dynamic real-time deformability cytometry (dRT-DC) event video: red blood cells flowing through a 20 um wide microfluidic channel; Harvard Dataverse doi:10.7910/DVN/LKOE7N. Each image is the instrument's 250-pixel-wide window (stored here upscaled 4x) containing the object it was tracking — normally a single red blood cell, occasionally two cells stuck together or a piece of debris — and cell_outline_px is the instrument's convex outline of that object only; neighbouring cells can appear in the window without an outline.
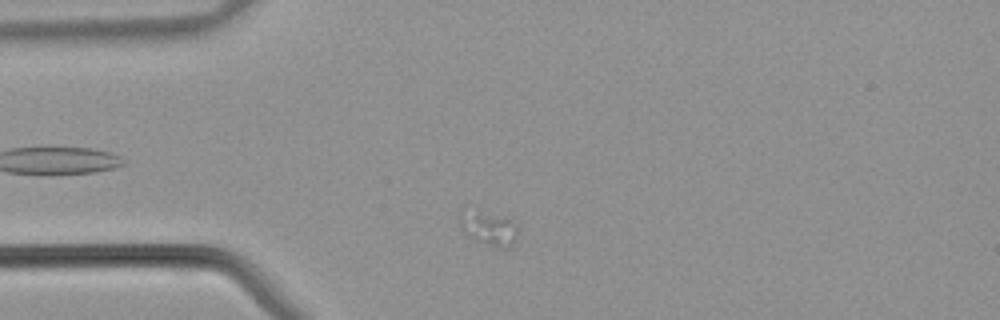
{"species": "common noctule bat (a hibernating species)", "species_latin": "Nyctalus noctula", "temperature_condition": "warm", "stored_images_in_passage": 29, "camera_frame_rate_fps": 3000, "um_per_image_px": 0.085, "animal": {"sex": "male", "body_mass_g": 21.5, "forearm_length_mm": 52.0}, "frame": {"image": 1, "passage_image": 1, "time_ms": 0.0, "image_size_px": [1000, 320], "cell_outline_px": [[520, 224], [512, 244], [508, 248], [496, 248], [476, 240], [464, 232], [460, 224], [460, 208], [464, 204], [504, 216]], "centroid_in_image_um": [41.5, 19.29], "position_along_channel_um": 43.5, "area_um2": 12.37}}
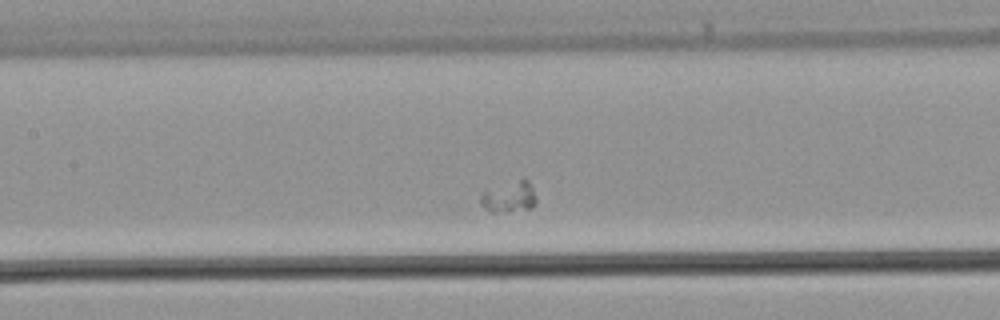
{"frame": {"image": 2, "passage_image": 10, "time_ms": 3.0, "image_size_px": [1000, 320], "cell_outline_px": [[536, 204], [532, 208], [508, 212], [492, 212], [484, 208], [480, 204], [480, 196], [484, 192], [524, 176], [528, 180], [536, 196]], "centroid_in_image_um": [43.32, 16.74], "position_along_channel_um": 164.1, "area_um2": 10.17}}
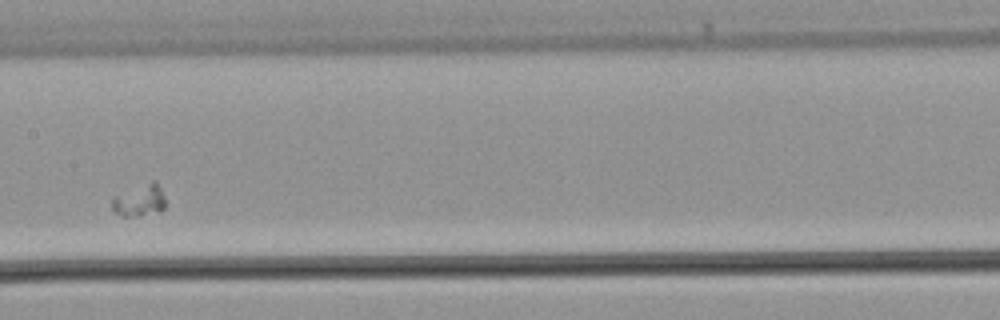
{"frame": {"image": 3, "passage_image": 12, "time_ms": 3.667, "image_size_px": [1000, 320], "cell_outline_px": [[164, 208], [160, 212], [140, 216], [120, 216], [112, 212], [112, 196], [152, 180], [156, 180], [164, 196]], "centroid_in_image_um": [11.83, 17.05], "position_along_channel_um": 195.6, "area_um2": 10.17}}